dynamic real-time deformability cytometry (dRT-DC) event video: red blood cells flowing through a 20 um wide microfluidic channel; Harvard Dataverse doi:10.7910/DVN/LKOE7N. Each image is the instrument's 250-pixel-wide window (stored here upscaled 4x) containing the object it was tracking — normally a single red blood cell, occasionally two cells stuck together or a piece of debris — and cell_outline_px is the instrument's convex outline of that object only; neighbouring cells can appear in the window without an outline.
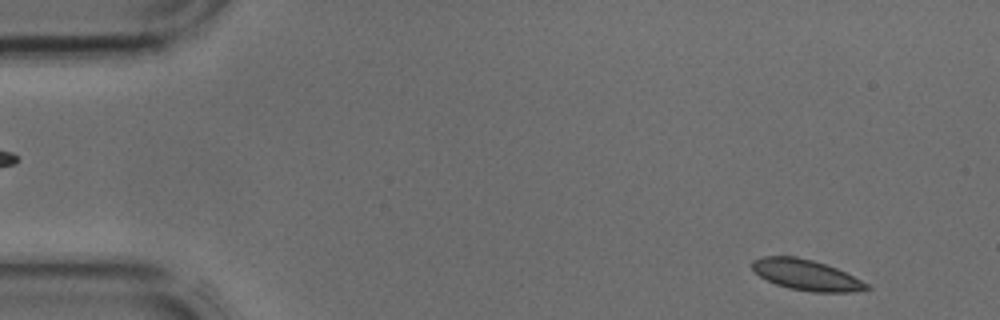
{"species": "common noctule bat (a hibernating species)", "species_latin": "Nyctalus noctula", "temperature_condition": "cold", "stored_images_in_passage": 41, "camera_frame_rate_fps": 3000, "um_per_image_px": 0.085, "animal": {"sex": "male", "body_mass_g": 17.9, "forearm_length_mm": 54.2}, "frame": {"image": 1, "passage_image": 2, "time_ms": 0.333, "image_size_px": [1000, 320], "cell_outline_px": [[872, 288], [852, 292], [812, 292], [788, 288], [776, 284], [760, 276], [752, 268], [752, 260], [764, 256], [796, 256], [812, 260], [836, 268], [868, 284]], "centroid_in_image_um": [68.51, 23.37], "position_along_channel_um": 16.5, "area_um2": 20.23}}
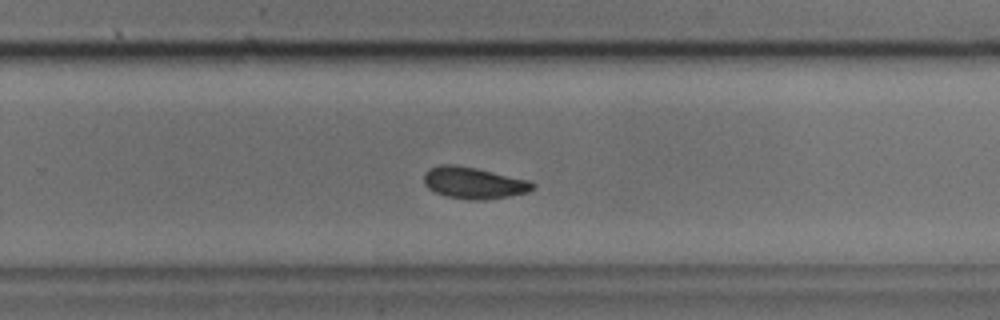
{"frame": {"image": 2, "passage_image": 26, "time_ms": 8.333, "image_size_px": [1000, 320], "cell_outline_px": [[536, 188], [528, 192], [508, 196], [484, 200], [468, 200], [448, 196], [436, 192], [428, 188], [424, 184], [424, 172], [428, 168], [440, 164], [452, 164], [476, 168], [528, 180], [536, 184]], "centroid_in_image_um": [40.26, 15.54], "position_along_channel_um": 289.5, "area_um2": 20.06}}
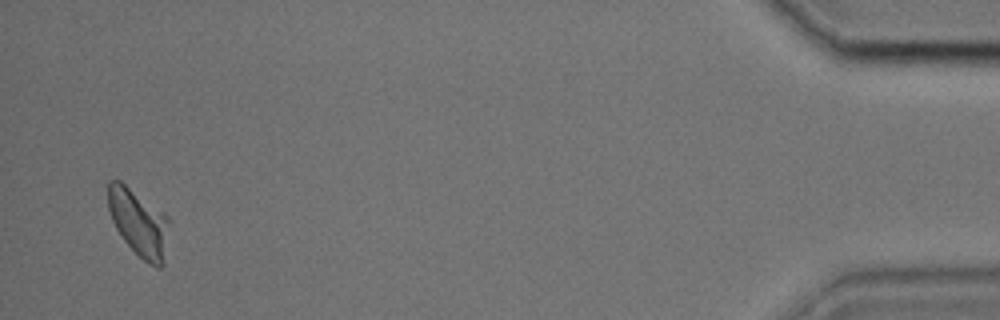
{"frame": {"image": 3, "passage_image": 40, "time_ms": 13.0, "image_size_px": [1000, 320], "cell_outline_px": [[172, 220], [164, 264], [160, 268], [156, 268], [144, 260], [124, 240], [116, 228], [112, 220], [108, 208], [108, 184], [112, 180], [120, 180], [168, 216]], "centroid_in_image_um": [11.85, 18.95], "position_along_channel_um": 423.3, "area_um2": 23.99}}